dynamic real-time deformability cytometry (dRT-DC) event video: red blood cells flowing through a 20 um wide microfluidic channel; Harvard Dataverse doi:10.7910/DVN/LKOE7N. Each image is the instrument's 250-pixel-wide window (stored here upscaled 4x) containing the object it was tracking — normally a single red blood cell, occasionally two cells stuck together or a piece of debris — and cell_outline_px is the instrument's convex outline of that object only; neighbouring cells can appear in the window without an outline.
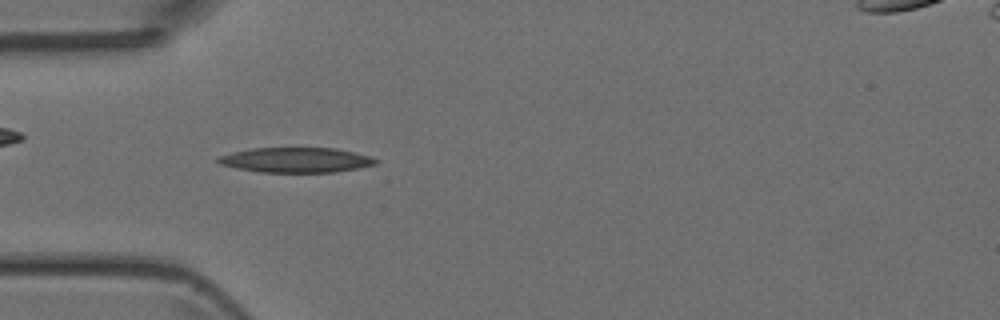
{"species": "Egyptian fruit bat (a non-hibernating species)", "species_latin": "Rousettus aegyptiacus", "temperature_condition": "room temperature", "stored_images_in_passage": 36, "camera_frame_rate_fps": 3000, "um_per_image_px": 0.085, "animal": {"sex": "female"}, "frame": {"image": 1, "passage_image": 8, "time_ms": 2.333, "image_size_px": [1000, 320], "cell_outline_px": [[380, 160], [376, 164], [360, 168], [336, 172], [260, 172], [236, 168], [220, 164], [216, 160], [216, 156], [232, 152], [252, 148], [336, 148], [372, 156]], "centroid_in_image_um": [25.18, 13.6], "position_along_channel_um": 59.8, "area_um2": 23.18}}
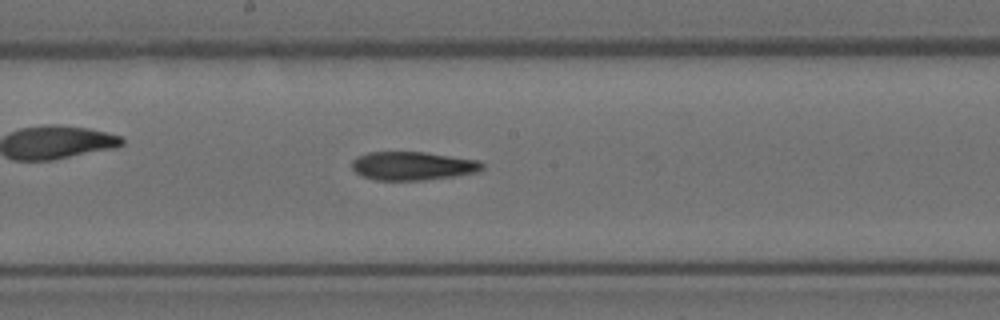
{"frame": {"image": 2, "passage_image": 19, "time_ms": 6.0, "image_size_px": [1000, 320], "cell_outline_px": [[484, 168], [480, 172], [424, 180], [376, 180], [360, 176], [352, 168], [352, 160], [356, 156], [368, 152], [424, 152], [480, 160], [484, 164]], "centroid_in_image_um": [35.08, 14.1], "position_along_channel_um": 213.1, "area_um2": 21.85}}
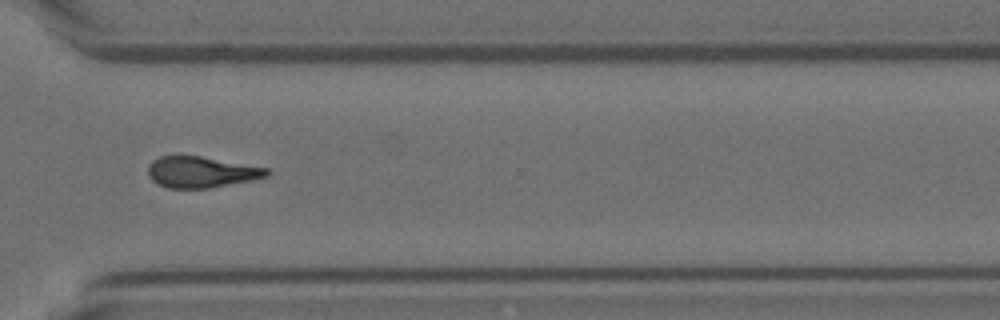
{"frame": {"image": 3, "passage_image": 29, "time_ms": 9.333, "image_size_px": [1000, 320], "cell_outline_px": [[272, 172], [268, 176], [252, 180], [208, 188], [168, 188], [152, 180], [148, 176], [148, 164], [152, 160], [160, 156], [200, 156], [268, 168]], "centroid_in_image_um": [17.11, 14.62], "position_along_channel_um": 353.5, "area_um2": 21.44}}